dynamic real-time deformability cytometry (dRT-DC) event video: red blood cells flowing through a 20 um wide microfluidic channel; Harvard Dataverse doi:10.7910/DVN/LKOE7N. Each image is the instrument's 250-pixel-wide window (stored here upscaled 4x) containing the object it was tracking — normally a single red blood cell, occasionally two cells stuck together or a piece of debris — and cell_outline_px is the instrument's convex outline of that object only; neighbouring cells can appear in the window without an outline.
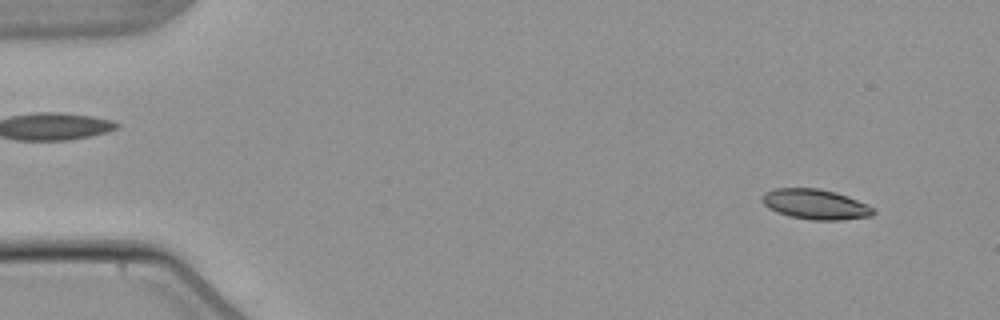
{"species": "common noctule bat (a hibernating species)", "species_latin": "Nyctalus noctula", "temperature_condition": "warm", "stored_images_in_passage": 53, "camera_frame_rate_fps": 3000, "um_per_image_px": 0.085, "animal": {"sex": "male", "body_mass_g": 21.5, "forearm_length_mm": 52.0}, "frame": {"image": 1, "passage_image": 4, "time_ms": 1.0, "image_size_px": [1000, 320], "cell_outline_px": [[876, 212], [872, 216], [840, 220], [812, 220], [788, 216], [776, 212], [768, 208], [760, 200], [764, 192], [776, 188], [820, 188], [836, 192], [848, 196], [868, 204], [876, 208]], "centroid_in_image_um": [69.33, 17.36], "position_along_channel_um": 15.7, "area_um2": 19.88}}
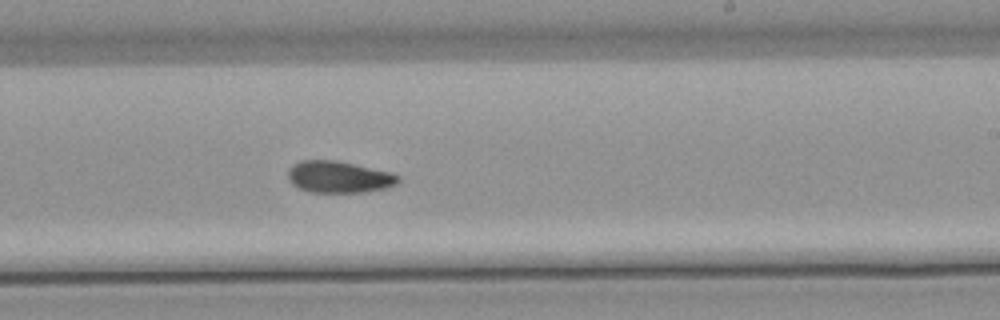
{"frame": {"image": 2, "passage_image": 32, "time_ms": 10.333, "image_size_px": [1000, 320], "cell_outline_px": [[400, 180], [396, 184], [384, 188], [364, 192], [312, 192], [300, 188], [292, 184], [288, 180], [288, 168], [292, 164], [300, 160], [336, 160], [388, 172], [400, 176]], "centroid_in_image_um": [28.75, 15.03], "position_along_channel_um": 260.2, "area_um2": 20.23}}
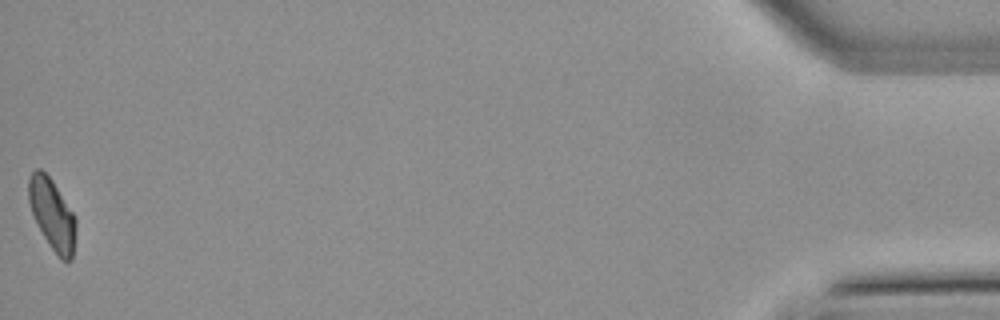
{"frame": {"image": 3, "passage_image": 53, "time_ms": 17.333, "image_size_px": [1000, 320], "cell_outline_px": [[76, 224], [72, 260], [60, 260], [44, 236], [32, 212], [28, 200], [28, 180], [32, 172], [36, 168], [40, 168], [52, 180], [72, 212], [76, 220]], "centroid_in_image_um": [4.43, 18.2], "position_along_channel_um": 430.8, "area_um2": 19.07}, "authors_computed_cell_mechanics": {"area_um2": 19.9988, "velocity_mm_per_s": 3.8454, "shape_relaxation_time_tau1_ms": null, "shape_relaxation_time_tau2_ms": 7.6682, "deformation_change_tau1": null, "deformation_change_tau2": 0.125}}